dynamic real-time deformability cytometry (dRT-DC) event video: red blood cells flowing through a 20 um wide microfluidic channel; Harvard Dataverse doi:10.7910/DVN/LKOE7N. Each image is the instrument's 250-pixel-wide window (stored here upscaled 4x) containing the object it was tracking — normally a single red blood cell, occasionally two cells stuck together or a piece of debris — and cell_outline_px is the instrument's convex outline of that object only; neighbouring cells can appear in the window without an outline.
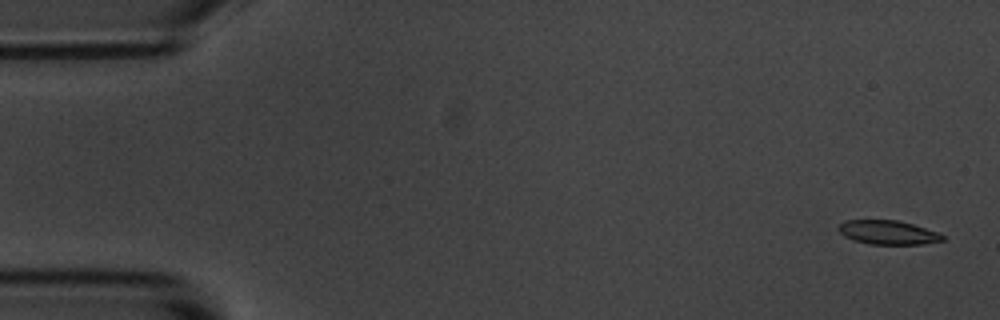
{"species": "common noctule bat (a hibernating species)", "species_latin": "Nyctalus noctula", "temperature_condition": "room temperature", "stored_images_in_passage": 5, "camera_frame_rate_fps": 3000, "um_per_image_px": 0.085, "animal": {"sex": "male", "body_mass_g": 20.1, "forearm_length_mm": 53.5}, "frame": {"image": 1, "passage_image": 1, "time_ms": 0.0, "image_size_px": [1000, 320], "cell_outline_px": [[944, 240], [920, 244], [868, 244], [852, 240], [844, 236], [836, 228], [844, 220], [896, 220], [912, 224], [936, 232], [944, 236]], "centroid_in_image_um": [75.41, 19.76], "position_along_channel_um": 9.6, "area_um2": 14.45}}
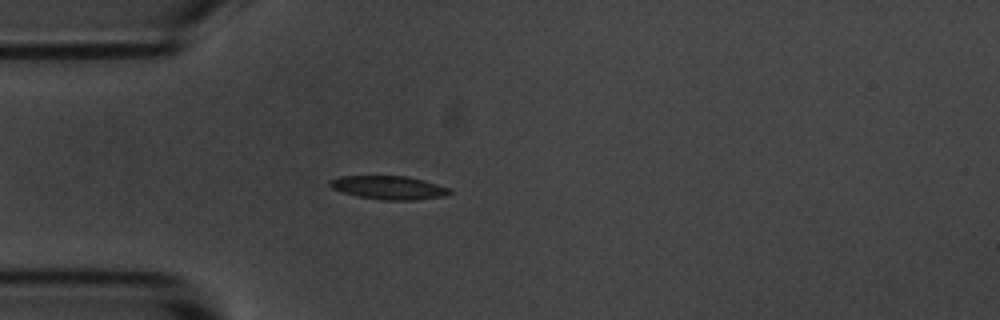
{"frame": {"image": 2, "passage_image": 5, "time_ms": 4.333, "image_size_px": [1000, 320], "cell_outline_px": [[452, 192], [444, 196], [416, 200], [384, 200], [356, 196], [332, 188], [328, 184], [328, 180], [340, 176], [408, 176], [424, 180], [448, 188]], "centroid_in_image_um": [33.02, 15.94], "position_along_channel_um": 52.0, "area_um2": 16.36}}